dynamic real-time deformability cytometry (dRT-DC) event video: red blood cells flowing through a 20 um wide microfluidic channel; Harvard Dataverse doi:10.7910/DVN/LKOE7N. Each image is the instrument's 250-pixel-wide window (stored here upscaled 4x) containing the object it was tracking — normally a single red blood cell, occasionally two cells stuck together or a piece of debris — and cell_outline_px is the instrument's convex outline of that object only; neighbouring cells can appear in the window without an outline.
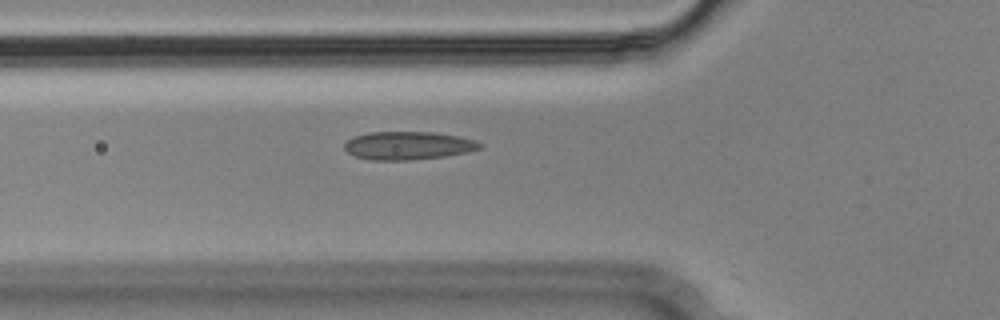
{"species": "Egyptian fruit bat (a non-hibernating species)", "species_latin": "Rousettus aegyptiacus", "temperature_condition": "cold", "stored_images_in_passage": 34, "camera_frame_rate_fps": 3000, "um_per_image_px": 0.085, "animal": {"sex": "male"}, "frame": {"image": 1, "passage_image": 4, "time_ms": 1.0, "image_size_px": [1000, 320], "cell_outline_px": [[484, 144], [480, 148], [464, 152], [444, 156], [408, 160], [368, 160], [356, 156], [348, 152], [344, 148], [344, 144], [352, 136], [368, 132], [432, 132], [456, 136], [472, 140]], "centroid_in_image_um": [34.62, 12.37], "position_along_channel_um": 91.2, "area_um2": 21.96}}
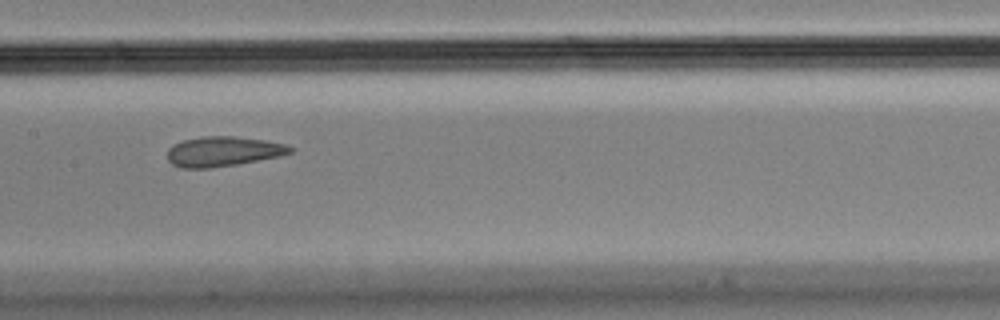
{"frame": {"image": 2, "passage_image": 12, "time_ms": 3.667, "image_size_px": [1000, 320], "cell_outline_px": [[296, 148], [292, 152], [280, 156], [236, 164], [208, 168], [180, 168], [172, 164], [168, 160], [168, 148], [172, 144], [184, 140], [204, 136], [232, 136], [264, 140], [284, 144]], "centroid_in_image_um": [18.95, 12.87], "position_along_channel_um": 188.5, "area_um2": 21.33}}
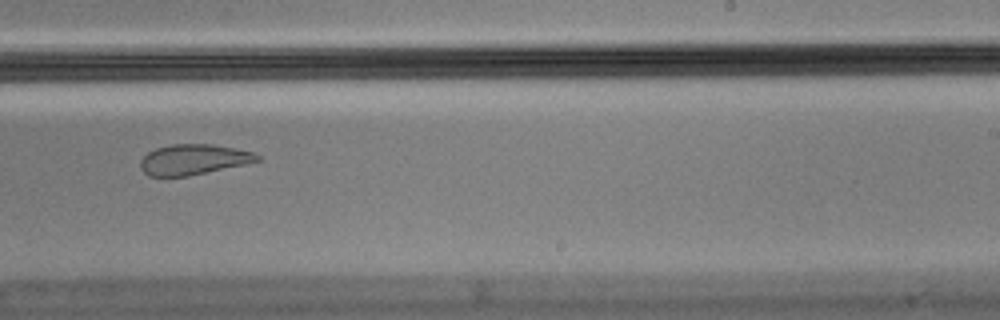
{"frame": {"image": 3, "passage_image": 19, "time_ms": 6.0, "image_size_px": [1000, 320], "cell_outline_px": [[260, 160], [244, 164], [188, 176], [148, 176], [140, 168], [140, 160], [148, 152], [156, 148], [172, 144], [212, 144], [256, 152], [260, 156]], "centroid_in_image_um": [16.43, 13.55], "position_along_channel_um": 272.6, "area_um2": 20.63}, "authors_computed_cell_mechanics": {"area_um2": 21.9062, "velocity_mm_per_s": 3.6197, "shape_relaxation_time_tau1_ms": null, "shape_relaxation_time_tau2_ms": 2.0788, "deformation_change_tau1": null, "deformation_change_tau2": 0.0664}}